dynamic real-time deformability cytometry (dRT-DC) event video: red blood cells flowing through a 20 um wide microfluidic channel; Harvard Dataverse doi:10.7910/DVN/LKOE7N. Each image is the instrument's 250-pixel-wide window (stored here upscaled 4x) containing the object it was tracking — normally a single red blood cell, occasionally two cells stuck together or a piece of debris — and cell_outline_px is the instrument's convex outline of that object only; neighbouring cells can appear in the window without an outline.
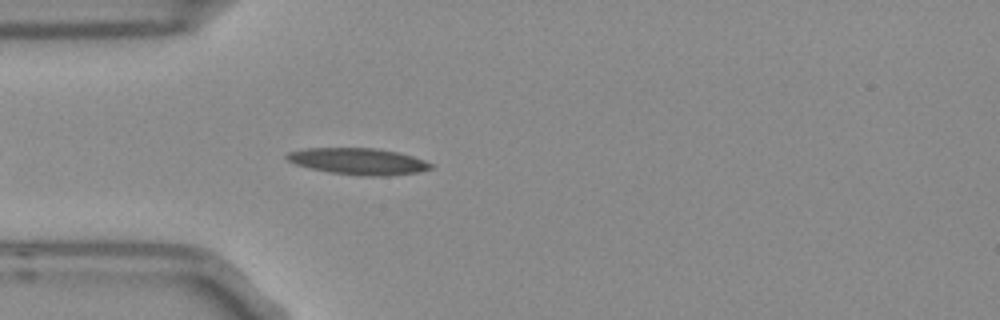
{"species": "Egyptian fruit bat (a non-hibernating species)", "species_latin": "Rousettus aegyptiacus", "temperature_condition": "room temperature", "stored_images_in_passage": 3, "camera_frame_rate_fps": 3000, "um_per_image_px": 0.085, "frame": {"image": 1, "passage_image": 3, "time_ms": 0.667, "image_size_px": [1000, 320], "cell_outline_px": [[436, 164], [432, 168], [416, 172], [388, 176], [360, 176], [328, 172], [308, 168], [296, 164], [288, 160], [284, 156], [288, 152], [308, 148], [376, 148], [396, 152], [412, 156]], "centroid_in_image_um": [30.46, 13.72], "position_along_channel_um": 54.5, "area_um2": 22.31}}